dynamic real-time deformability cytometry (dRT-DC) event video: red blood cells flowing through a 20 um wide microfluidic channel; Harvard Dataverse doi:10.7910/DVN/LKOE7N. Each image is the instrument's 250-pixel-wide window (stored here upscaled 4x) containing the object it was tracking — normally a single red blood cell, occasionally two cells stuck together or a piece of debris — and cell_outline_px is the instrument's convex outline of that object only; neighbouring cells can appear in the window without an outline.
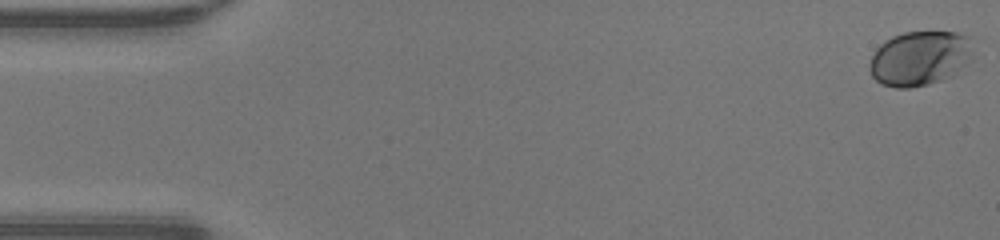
{"species": "human", "species_latin": "Homo sapiens", "temperature_condition": "warm", "stored_images_in_passage": 49, "camera_frame_rate_fps": 3000, "um_per_image_px": 0.085, "donor": {"sex": "male"}, "frame": {"image": 1, "passage_image": 1, "time_ms": 0.0, "image_size_px": [1000, 240], "cell_outline_px": [[972, 60], [952, 76], [928, 84], [912, 88], [896, 88], [880, 84], [872, 76], [868, 68], [868, 64], [876, 48], [884, 40], [892, 36], [904, 32], [956, 32], [972, 36]], "centroid_in_image_um": [78.19, 4.95], "position_along_channel_um": 6.8, "area_um2": 33.58}}
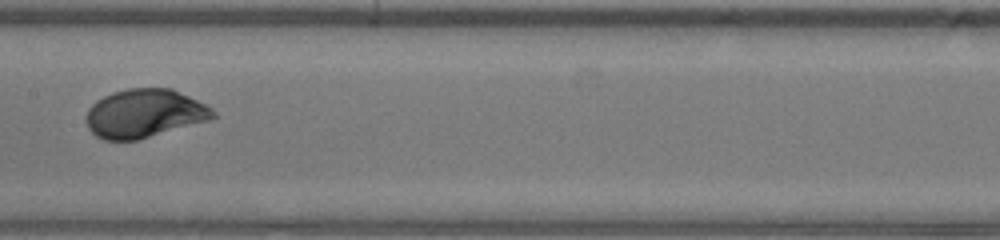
{"frame": {"image": 2, "passage_image": 25, "time_ms": 8.0, "image_size_px": [1000, 240], "cell_outline_px": [[216, 116], [208, 120], [136, 140], [104, 140], [96, 136], [88, 128], [88, 108], [96, 100], [112, 92], [128, 88], [172, 88], [208, 104], [216, 112]], "centroid_in_image_um": [12.3, 9.62], "position_along_channel_um": 195.1, "area_um2": 35.72}}
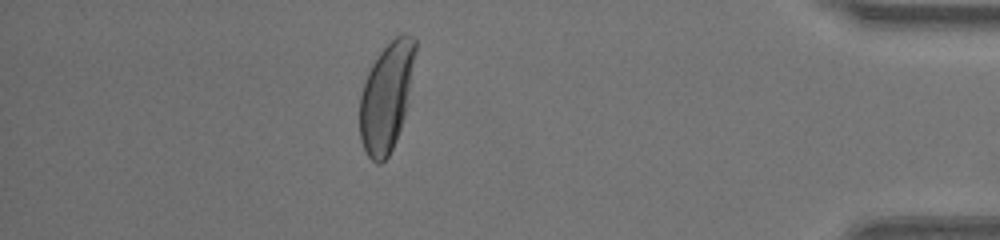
{"frame": {"image": 3, "passage_image": 43, "time_ms": 14.0, "image_size_px": [1000, 240], "cell_outline_px": [[416, 52], [404, 116], [396, 140], [388, 156], [380, 164], [376, 164], [368, 156], [360, 140], [360, 96], [364, 80], [372, 64], [380, 52], [400, 32], [404, 32], [412, 36], [416, 40]], "centroid_in_image_um": [32.84, 8.21], "position_along_channel_um": 402.4, "area_um2": 34.91}, "authors_computed_cell_mechanics": {"area_um2": 35.0846, "velocity_mm_per_s": 4.2618, "shape_relaxation_time_tau1_ms": 2.3295, "shape_relaxation_time_tau2_ms": null, "deformation_change_tau1": 0.1453, "deformation_change_tau2": null}}